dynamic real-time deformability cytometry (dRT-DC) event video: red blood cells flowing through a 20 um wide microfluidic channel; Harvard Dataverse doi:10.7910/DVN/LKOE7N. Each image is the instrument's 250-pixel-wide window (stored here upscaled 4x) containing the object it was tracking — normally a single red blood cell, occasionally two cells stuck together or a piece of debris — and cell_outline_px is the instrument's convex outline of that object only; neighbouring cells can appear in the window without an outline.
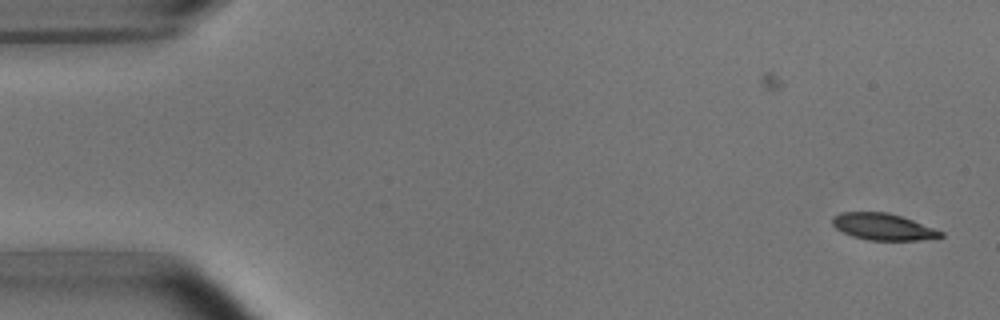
{"species": "common noctule bat (a hibernating species)", "species_latin": "Nyctalus noctula", "temperature_condition": "room temperature", "stored_images_in_passage": 2, "camera_frame_rate_fps": 3000, "um_per_image_px": 0.085, "animal": {"sex": "male", "body_mass_g": 15.6}, "frame": {"image": 1, "passage_image": 2, "time_ms": 1.0, "image_size_px": [1000, 320], "cell_outline_px": [[944, 236], [916, 240], [868, 240], [852, 236], [836, 228], [832, 224], [832, 216], [840, 212], [888, 212], [912, 220], [944, 232]], "centroid_in_image_um": [75.02, 19.27], "position_along_channel_um": 10.0, "area_um2": 16.65}}